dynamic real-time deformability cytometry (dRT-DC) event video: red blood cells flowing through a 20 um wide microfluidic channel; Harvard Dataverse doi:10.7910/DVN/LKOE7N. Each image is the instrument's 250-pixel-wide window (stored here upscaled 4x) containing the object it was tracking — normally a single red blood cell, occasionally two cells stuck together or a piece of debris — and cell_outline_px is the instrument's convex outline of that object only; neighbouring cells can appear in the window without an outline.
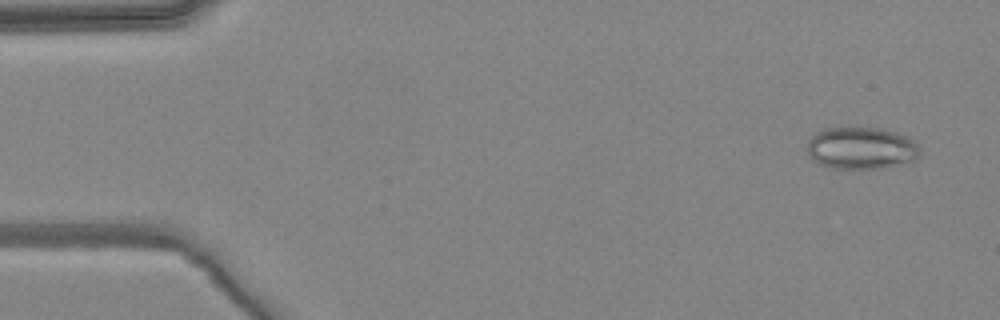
{"species": "common noctule bat (a hibernating species)", "species_latin": "Nyctalus noctula", "temperature_condition": "warm", "stored_images_in_passage": 5, "camera_frame_rate_fps": 3000, "um_per_image_px": 0.085, "animal": {"sex": "female", "body_mass_g": 24.6, "forearm_length_mm": 56.2}, "frame": {"image": 1, "passage_image": 1, "time_ms": 0.0, "image_size_px": [1000, 320], "cell_outline_px": [[920, 156], [916, 160], [908, 164], [880, 168], [832, 168], [820, 164], [812, 160], [808, 156], [808, 140], [816, 132], [824, 128], [848, 124], [856, 124], [880, 128], [896, 132], [908, 136], [920, 148]], "centroid_in_image_um": [73.21, 12.54], "position_along_channel_um": 11.8, "area_um2": 28.9}}